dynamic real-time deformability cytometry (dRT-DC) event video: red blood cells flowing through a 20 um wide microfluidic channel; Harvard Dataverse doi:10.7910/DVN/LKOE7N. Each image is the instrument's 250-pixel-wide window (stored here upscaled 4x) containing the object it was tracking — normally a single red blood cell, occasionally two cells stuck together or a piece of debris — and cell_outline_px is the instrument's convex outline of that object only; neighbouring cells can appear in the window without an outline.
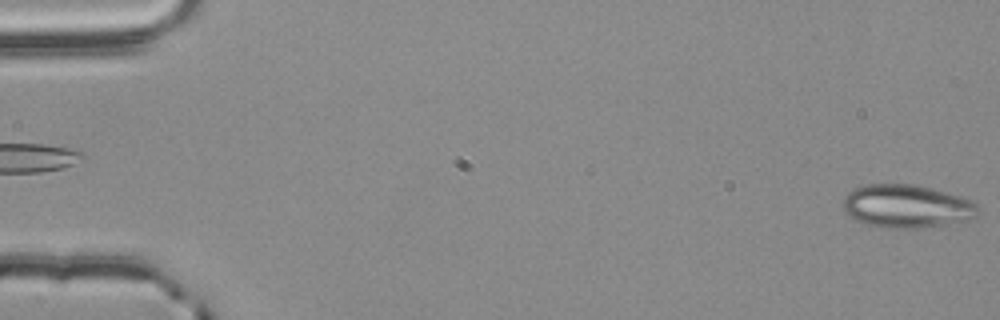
{"species": "common noctule bat (a hibernating species)", "species_latin": "Nyctalus noctula", "temperature_condition": "room temperature", "stored_images_in_passage": 5, "segment_of_instrument_passage": [2, 2], "camera_frame_rate_fps": 3000, "um_per_image_px": 0.085, "animal": {"sex": "male", "body_mass_g": 20.4}, "frame": {"image": 1, "passage_image": 5, "time_ms": 1.333, "image_size_px": [1000, 320], "cell_outline_px": [[980, 212], [976, 216], [968, 220], [948, 224], [916, 228], [884, 228], [864, 224], [856, 220], [844, 208], [840, 200], [852, 188], [864, 184], [912, 184], [932, 188], [960, 196], [976, 204], [980, 208]], "centroid_in_image_um": [77.05, 17.53], "position_along_channel_um": 8.0, "area_um2": 34.22}}